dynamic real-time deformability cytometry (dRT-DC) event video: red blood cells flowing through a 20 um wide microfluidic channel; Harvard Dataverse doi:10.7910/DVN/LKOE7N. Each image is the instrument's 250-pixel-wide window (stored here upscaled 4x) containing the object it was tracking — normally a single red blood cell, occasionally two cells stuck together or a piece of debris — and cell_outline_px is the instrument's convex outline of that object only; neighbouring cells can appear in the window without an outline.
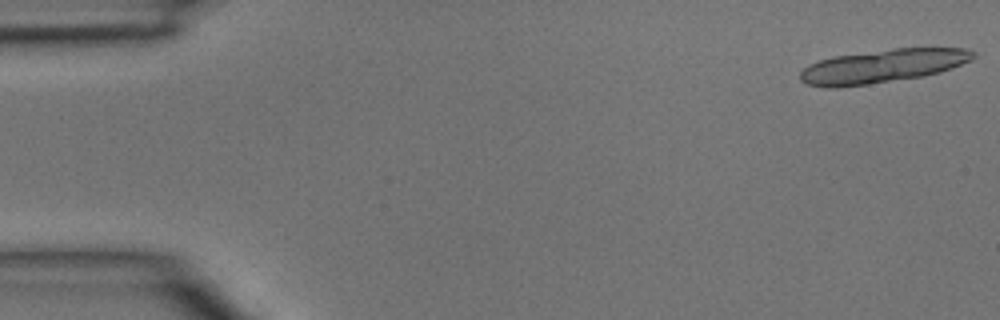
{"species": "common noctule bat (a hibernating species)", "species_latin": "Nyctalus noctula", "temperature_condition": "room temperature", "stored_images_in_passage": 18, "camera_frame_rate_fps": 3000, "um_per_image_px": 0.085, "animal": {"sex": "male", "body_mass_g": 15.6}, "frame": {"image": 1, "passage_image": 1, "time_ms": 0.0, "image_size_px": [1000, 320], "cell_outline_px": [[976, 56], [972, 60], [952, 68], [940, 72], [924, 76], [840, 88], [828, 88], [804, 84], [800, 80], [800, 72], [808, 64], [832, 56], [896, 48], [968, 48], [976, 52]], "centroid_in_image_um": [75.01, 5.62], "position_along_channel_um": 10.0, "area_um2": 33.99}}